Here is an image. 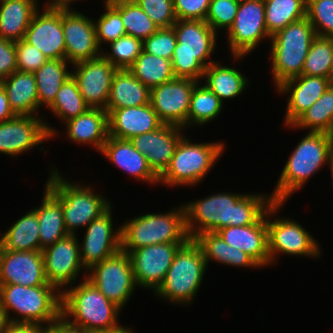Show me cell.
Instances as JSON below:
<instances>
[{
  "mask_svg": "<svg viewBox=\"0 0 333 333\" xmlns=\"http://www.w3.org/2000/svg\"><path fill=\"white\" fill-rule=\"evenodd\" d=\"M274 203L272 197L257 194L217 193L183 204L188 236L194 239L223 227L256 223Z\"/></svg>",
  "mask_w": 333,
  "mask_h": 333,
  "instance_id": "obj_1",
  "label": "cell"
},
{
  "mask_svg": "<svg viewBox=\"0 0 333 333\" xmlns=\"http://www.w3.org/2000/svg\"><path fill=\"white\" fill-rule=\"evenodd\" d=\"M82 279L84 281L79 285L62 289L61 316L86 332L124 327L118 322L122 309L109 301L86 277Z\"/></svg>",
  "mask_w": 333,
  "mask_h": 333,
  "instance_id": "obj_2",
  "label": "cell"
},
{
  "mask_svg": "<svg viewBox=\"0 0 333 333\" xmlns=\"http://www.w3.org/2000/svg\"><path fill=\"white\" fill-rule=\"evenodd\" d=\"M172 27L177 39L171 60L174 76L199 82L205 68L215 62L209 58L217 33L203 20H177Z\"/></svg>",
  "mask_w": 333,
  "mask_h": 333,
  "instance_id": "obj_3",
  "label": "cell"
},
{
  "mask_svg": "<svg viewBox=\"0 0 333 333\" xmlns=\"http://www.w3.org/2000/svg\"><path fill=\"white\" fill-rule=\"evenodd\" d=\"M333 161V151L327 133L308 132L288 158L274 192V202H286L288 197L303 185L323 165Z\"/></svg>",
  "mask_w": 333,
  "mask_h": 333,
  "instance_id": "obj_4",
  "label": "cell"
},
{
  "mask_svg": "<svg viewBox=\"0 0 333 333\" xmlns=\"http://www.w3.org/2000/svg\"><path fill=\"white\" fill-rule=\"evenodd\" d=\"M0 305L9 322L48 326L61 316V292L54 285L0 284ZM10 310L17 318L10 316Z\"/></svg>",
  "mask_w": 333,
  "mask_h": 333,
  "instance_id": "obj_5",
  "label": "cell"
},
{
  "mask_svg": "<svg viewBox=\"0 0 333 333\" xmlns=\"http://www.w3.org/2000/svg\"><path fill=\"white\" fill-rule=\"evenodd\" d=\"M121 250L134 249L163 243H186L190 238L185 225L183 205L169 213H147L121 223Z\"/></svg>",
  "mask_w": 333,
  "mask_h": 333,
  "instance_id": "obj_6",
  "label": "cell"
},
{
  "mask_svg": "<svg viewBox=\"0 0 333 333\" xmlns=\"http://www.w3.org/2000/svg\"><path fill=\"white\" fill-rule=\"evenodd\" d=\"M50 174L45 187L61 202L68 234L75 235L78 228L86 227L111 206L106 197L94 193L91 185L69 182L57 169L52 168Z\"/></svg>",
  "mask_w": 333,
  "mask_h": 333,
  "instance_id": "obj_7",
  "label": "cell"
},
{
  "mask_svg": "<svg viewBox=\"0 0 333 333\" xmlns=\"http://www.w3.org/2000/svg\"><path fill=\"white\" fill-rule=\"evenodd\" d=\"M315 37L314 28L307 17L290 23L271 36V71L276 88L302 75L305 59Z\"/></svg>",
  "mask_w": 333,
  "mask_h": 333,
  "instance_id": "obj_8",
  "label": "cell"
},
{
  "mask_svg": "<svg viewBox=\"0 0 333 333\" xmlns=\"http://www.w3.org/2000/svg\"><path fill=\"white\" fill-rule=\"evenodd\" d=\"M207 267L200 246L194 239H189L176 252L163 283L154 292L155 295L176 305L190 304L198 293Z\"/></svg>",
  "mask_w": 333,
  "mask_h": 333,
  "instance_id": "obj_9",
  "label": "cell"
},
{
  "mask_svg": "<svg viewBox=\"0 0 333 333\" xmlns=\"http://www.w3.org/2000/svg\"><path fill=\"white\" fill-rule=\"evenodd\" d=\"M224 146L220 141L192 143L183 135L176 145L169 166L159 176V183L179 187L200 183L222 156Z\"/></svg>",
  "mask_w": 333,
  "mask_h": 333,
  "instance_id": "obj_10",
  "label": "cell"
},
{
  "mask_svg": "<svg viewBox=\"0 0 333 333\" xmlns=\"http://www.w3.org/2000/svg\"><path fill=\"white\" fill-rule=\"evenodd\" d=\"M283 204L284 202H274L266 211L270 265L277 261L279 254L320 257L317 240L301 224L290 218L277 217L274 221L269 220Z\"/></svg>",
  "mask_w": 333,
  "mask_h": 333,
  "instance_id": "obj_11",
  "label": "cell"
},
{
  "mask_svg": "<svg viewBox=\"0 0 333 333\" xmlns=\"http://www.w3.org/2000/svg\"><path fill=\"white\" fill-rule=\"evenodd\" d=\"M87 273L86 279L121 309L137 287L129 253L122 250L93 265Z\"/></svg>",
  "mask_w": 333,
  "mask_h": 333,
  "instance_id": "obj_12",
  "label": "cell"
},
{
  "mask_svg": "<svg viewBox=\"0 0 333 333\" xmlns=\"http://www.w3.org/2000/svg\"><path fill=\"white\" fill-rule=\"evenodd\" d=\"M226 33L229 49L235 60L244 58L263 39L270 40L265 23L264 0L240 2L234 23Z\"/></svg>",
  "mask_w": 333,
  "mask_h": 333,
  "instance_id": "obj_13",
  "label": "cell"
},
{
  "mask_svg": "<svg viewBox=\"0 0 333 333\" xmlns=\"http://www.w3.org/2000/svg\"><path fill=\"white\" fill-rule=\"evenodd\" d=\"M48 125L39 115H17L0 123V153L14 157L53 139L58 131Z\"/></svg>",
  "mask_w": 333,
  "mask_h": 333,
  "instance_id": "obj_14",
  "label": "cell"
},
{
  "mask_svg": "<svg viewBox=\"0 0 333 333\" xmlns=\"http://www.w3.org/2000/svg\"><path fill=\"white\" fill-rule=\"evenodd\" d=\"M196 83L192 79L174 78L151 89L150 103L163 124L186 129Z\"/></svg>",
  "mask_w": 333,
  "mask_h": 333,
  "instance_id": "obj_15",
  "label": "cell"
},
{
  "mask_svg": "<svg viewBox=\"0 0 333 333\" xmlns=\"http://www.w3.org/2000/svg\"><path fill=\"white\" fill-rule=\"evenodd\" d=\"M78 242L76 235L69 234L42 250L46 279L60 292L72 285L84 268Z\"/></svg>",
  "mask_w": 333,
  "mask_h": 333,
  "instance_id": "obj_16",
  "label": "cell"
},
{
  "mask_svg": "<svg viewBox=\"0 0 333 333\" xmlns=\"http://www.w3.org/2000/svg\"><path fill=\"white\" fill-rule=\"evenodd\" d=\"M185 243H163L134 249L129 253L139 287L155 292L163 283L178 249Z\"/></svg>",
  "mask_w": 333,
  "mask_h": 333,
  "instance_id": "obj_17",
  "label": "cell"
},
{
  "mask_svg": "<svg viewBox=\"0 0 333 333\" xmlns=\"http://www.w3.org/2000/svg\"><path fill=\"white\" fill-rule=\"evenodd\" d=\"M111 211L110 206L85 227L84 240L79 243L85 271L121 250V228L114 231Z\"/></svg>",
  "mask_w": 333,
  "mask_h": 333,
  "instance_id": "obj_18",
  "label": "cell"
},
{
  "mask_svg": "<svg viewBox=\"0 0 333 333\" xmlns=\"http://www.w3.org/2000/svg\"><path fill=\"white\" fill-rule=\"evenodd\" d=\"M66 60L70 64L96 59L102 50L97 43L94 21L71 9H62Z\"/></svg>",
  "mask_w": 333,
  "mask_h": 333,
  "instance_id": "obj_19",
  "label": "cell"
},
{
  "mask_svg": "<svg viewBox=\"0 0 333 333\" xmlns=\"http://www.w3.org/2000/svg\"><path fill=\"white\" fill-rule=\"evenodd\" d=\"M72 67L74 71L71 76L77 82L85 103L90 108L106 109L112 78L117 68L102 56L78 62Z\"/></svg>",
  "mask_w": 333,
  "mask_h": 333,
  "instance_id": "obj_20",
  "label": "cell"
},
{
  "mask_svg": "<svg viewBox=\"0 0 333 333\" xmlns=\"http://www.w3.org/2000/svg\"><path fill=\"white\" fill-rule=\"evenodd\" d=\"M32 18L24 40L48 59H65L66 44L62 27V9L44 8Z\"/></svg>",
  "mask_w": 333,
  "mask_h": 333,
  "instance_id": "obj_21",
  "label": "cell"
},
{
  "mask_svg": "<svg viewBox=\"0 0 333 333\" xmlns=\"http://www.w3.org/2000/svg\"><path fill=\"white\" fill-rule=\"evenodd\" d=\"M0 284L52 285L45 276L42 251L0 250Z\"/></svg>",
  "mask_w": 333,
  "mask_h": 333,
  "instance_id": "obj_22",
  "label": "cell"
},
{
  "mask_svg": "<svg viewBox=\"0 0 333 333\" xmlns=\"http://www.w3.org/2000/svg\"><path fill=\"white\" fill-rule=\"evenodd\" d=\"M181 131V127L163 124L157 130L134 136L130 141L159 177L169 166L176 145L184 135Z\"/></svg>",
  "mask_w": 333,
  "mask_h": 333,
  "instance_id": "obj_23",
  "label": "cell"
},
{
  "mask_svg": "<svg viewBox=\"0 0 333 333\" xmlns=\"http://www.w3.org/2000/svg\"><path fill=\"white\" fill-rule=\"evenodd\" d=\"M216 233L228 245L248 254L260 267L270 265L266 213L254 224L223 227Z\"/></svg>",
  "mask_w": 333,
  "mask_h": 333,
  "instance_id": "obj_24",
  "label": "cell"
},
{
  "mask_svg": "<svg viewBox=\"0 0 333 333\" xmlns=\"http://www.w3.org/2000/svg\"><path fill=\"white\" fill-rule=\"evenodd\" d=\"M106 111L108 136L118 139L130 140L134 136L157 130L163 125L151 103Z\"/></svg>",
  "mask_w": 333,
  "mask_h": 333,
  "instance_id": "obj_25",
  "label": "cell"
},
{
  "mask_svg": "<svg viewBox=\"0 0 333 333\" xmlns=\"http://www.w3.org/2000/svg\"><path fill=\"white\" fill-rule=\"evenodd\" d=\"M331 85L326 77L301 75L285 81L277 92L289 94L285 125H291L304 111L310 108Z\"/></svg>",
  "mask_w": 333,
  "mask_h": 333,
  "instance_id": "obj_26",
  "label": "cell"
},
{
  "mask_svg": "<svg viewBox=\"0 0 333 333\" xmlns=\"http://www.w3.org/2000/svg\"><path fill=\"white\" fill-rule=\"evenodd\" d=\"M100 152L114 166L134 178L150 184H159V177L149 167L146 157L135 149L130 140L108 136Z\"/></svg>",
  "mask_w": 333,
  "mask_h": 333,
  "instance_id": "obj_27",
  "label": "cell"
},
{
  "mask_svg": "<svg viewBox=\"0 0 333 333\" xmlns=\"http://www.w3.org/2000/svg\"><path fill=\"white\" fill-rule=\"evenodd\" d=\"M71 142L92 145L98 152L108 137V113L102 108H89L85 113L65 122Z\"/></svg>",
  "mask_w": 333,
  "mask_h": 333,
  "instance_id": "obj_28",
  "label": "cell"
},
{
  "mask_svg": "<svg viewBox=\"0 0 333 333\" xmlns=\"http://www.w3.org/2000/svg\"><path fill=\"white\" fill-rule=\"evenodd\" d=\"M7 93L11 109L19 116H37L38 93L33 73L15 71L0 81Z\"/></svg>",
  "mask_w": 333,
  "mask_h": 333,
  "instance_id": "obj_29",
  "label": "cell"
},
{
  "mask_svg": "<svg viewBox=\"0 0 333 333\" xmlns=\"http://www.w3.org/2000/svg\"><path fill=\"white\" fill-rule=\"evenodd\" d=\"M37 0H0V37L17 42L39 10Z\"/></svg>",
  "mask_w": 333,
  "mask_h": 333,
  "instance_id": "obj_30",
  "label": "cell"
},
{
  "mask_svg": "<svg viewBox=\"0 0 333 333\" xmlns=\"http://www.w3.org/2000/svg\"><path fill=\"white\" fill-rule=\"evenodd\" d=\"M151 90L128 69H117L112 78L105 110L138 107L150 103Z\"/></svg>",
  "mask_w": 333,
  "mask_h": 333,
  "instance_id": "obj_31",
  "label": "cell"
},
{
  "mask_svg": "<svg viewBox=\"0 0 333 333\" xmlns=\"http://www.w3.org/2000/svg\"><path fill=\"white\" fill-rule=\"evenodd\" d=\"M44 196L36 210L39 222L40 251L68 236L61 202L45 187Z\"/></svg>",
  "mask_w": 333,
  "mask_h": 333,
  "instance_id": "obj_32",
  "label": "cell"
},
{
  "mask_svg": "<svg viewBox=\"0 0 333 333\" xmlns=\"http://www.w3.org/2000/svg\"><path fill=\"white\" fill-rule=\"evenodd\" d=\"M194 241L200 246L207 265L214 260L228 266L260 268L248 254L228 245L216 232L201 233Z\"/></svg>",
  "mask_w": 333,
  "mask_h": 333,
  "instance_id": "obj_33",
  "label": "cell"
},
{
  "mask_svg": "<svg viewBox=\"0 0 333 333\" xmlns=\"http://www.w3.org/2000/svg\"><path fill=\"white\" fill-rule=\"evenodd\" d=\"M0 250H40L39 222L36 210L28 211L0 236Z\"/></svg>",
  "mask_w": 333,
  "mask_h": 333,
  "instance_id": "obj_34",
  "label": "cell"
},
{
  "mask_svg": "<svg viewBox=\"0 0 333 333\" xmlns=\"http://www.w3.org/2000/svg\"><path fill=\"white\" fill-rule=\"evenodd\" d=\"M205 85L220 99H233L239 96L249 85L247 79L241 72L234 67H228L213 62L205 68L203 78Z\"/></svg>",
  "mask_w": 333,
  "mask_h": 333,
  "instance_id": "obj_35",
  "label": "cell"
},
{
  "mask_svg": "<svg viewBox=\"0 0 333 333\" xmlns=\"http://www.w3.org/2000/svg\"><path fill=\"white\" fill-rule=\"evenodd\" d=\"M69 62L65 59L47 60L33 74L35 76L39 108L46 105L47 108L53 103L57 92L64 82L71 76L67 69Z\"/></svg>",
  "mask_w": 333,
  "mask_h": 333,
  "instance_id": "obj_36",
  "label": "cell"
},
{
  "mask_svg": "<svg viewBox=\"0 0 333 333\" xmlns=\"http://www.w3.org/2000/svg\"><path fill=\"white\" fill-rule=\"evenodd\" d=\"M128 70L150 90L175 78L171 60L144 51Z\"/></svg>",
  "mask_w": 333,
  "mask_h": 333,
  "instance_id": "obj_37",
  "label": "cell"
},
{
  "mask_svg": "<svg viewBox=\"0 0 333 333\" xmlns=\"http://www.w3.org/2000/svg\"><path fill=\"white\" fill-rule=\"evenodd\" d=\"M264 4L265 23L270 36L306 17L307 0H264Z\"/></svg>",
  "mask_w": 333,
  "mask_h": 333,
  "instance_id": "obj_38",
  "label": "cell"
},
{
  "mask_svg": "<svg viewBox=\"0 0 333 333\" xmlns=\"http://www.w3.org/2000/svg\"><path fill=\"white\" fill-rule=\"evenodd\" d=\"M333 123V85L331 84L322 96L304 111L289 128L308 129L310 132L328 133Z\"/></svg>",
  "mask_w": 333,
  "mask_h": 333,
  "instance_id": "obj_39",
  "label": "cell"
},
{
  "mask_svg": "<svg viewBox=\"0 0 333 333\" xmlns=\"http://www.w3.org/2000/svg\"><path fill=\"white\" fill-rule=\"evenodd\" d=\"M121 14L126 35L144 41L159 28L134 0H108Z\"/></svg>",
  "mask_w": 333,
  "mask_h": 333,
  "instance_id": "obj_40",
  "label": "cell"
},
{
  "mask_svg": "<svg viewBox=\"0 0 333 333\" xmlns=\"http://www.w3.org/2000/svg\"><path fill=\"white\" fill-rule=\"evenodd\" d=\"M223 103L204 84L196 83L190 101V108L187 118L188 125H202L211 122L222 112Z\"/></svg>",
  "mask_w": 333,
  "mask_h": 333,
  "instance_id": "obj_41",
  "label": "cell"
},
{
  "mask_svg": "<svg viewBox=\"0 0 333 333\" xmlns=\"http://www.w3.org/2000/svg\"><path fill=\"white\" fill-rule=\"evenodd\" d=\"M48 108L53 111L57 119L66 122L85 113L90 107L85 103L77 82L70 76L60 87L55 100Z\"/></svg>",
  "mask_w": 333,
  "mask_h": 333,
  "instance_id": "obj_42",
  "label": "cell"
},
{
  "mask_svg": "<svg viewBox=\"0 0 333 333\" xmlns=\"http://www.w3.org/2000/svg\"><path fill=\"white\" fill-rule=\"evenodd\" d=\"M333 51V37L316 36L310 45L302 75L329 78Z\"/></svg>",
  "mask_w": 333,
  "mask_h": 333,
  "instance_id": "obj_43",
  "label": "cell"
},
{
  "mask_svg": "<svg viewBox=\"0 0 333 333\" xmlns=\"http://www.w3.org/2000/svg\"><path fill=\"white\" fill-rule=\"evenodd\" d=\"M110 51H102L101 56L117 69H129L143 51V41L124 35L109 43Z\"/></svg>",
  "mask_w": 333,
  "mask_h": 333,
  "instance_id": "obj_44",
  "label": "cell"
},
{
  "mask_svg": "<svg viewBox=\"0 0 333 333\" xmlns=\"http://www.w3.org/2000/svg\"><path fill=\"white\" fill-rule=\"evenodd\" d=\"M105 12L95 21L96 38L99 47L126 35L120 12L108 1H104Z\"/></svg>",
  "mask_w": 333,
  "mask_h": 333,
  "instance_id": "obj_45",
  "label": "cell"
},
{
  "mask_svg": "<svg viewBox=\"0 0 333 333\" xmlns=\"http://www.w3.org/2000/svg\"><path fill=\"white\" fill-rule=\"evenodd\" d=\"M306 17L316 36L333 37V0H307Z\"/></svg>",
  "mask_w": 333,
  "mask_h": 333,
  "instance_id": "obj_46",
  "label": "cell"
},
{
  "mask_svg": "<svg viewBox=\"0 0 333 333\" xmlns=\"http://www.w3.org/2000/svg\"><path fill=\"white\" fill-rule=\"evenodd\" d=\"M238 0H211L205 22L217 33L232 27L239 8Z\"/></svg>",
  "mask_w": 333,
  "mask_h": 333,
  "instance_id": "obj_47",
  "label": "cell"
},
{
  "mask_svg": "<svg viewBox=\"0 0 333 333\" xmlns=\"http://www.w3.org/2000/svg\"><path fill=\"white\" fill-rule=\"evenodd\" d=\"M177 44L173 27L159 28L154 34L143 41V51L164 59L172 60Z\"/></svg>",
  "mask_w": 333,
  "mask_h": 333,
  "instance_id": "obj_48",
  "label": "cell"
},
{
  "mask_svg": "<svg viewBox=\"0 0 333 333\" xmlns=\"http://www.w3.org/2000/svg\"><path fill=\"white\" fill-rule=\"evenodd\" d=\"M158 28L172 27L176 21L173 0H134Z\"/></svg>",
  "mask_w": 333,
  "mask_h": 333,
  "instance_id": "obj_49",
  "label": "cell"
},
{
  "mask_svg": "<svg viewBox=\"0 0 333 333\" xmlns=\"http://www.w3.org/2000/svg\"><path fill=\"white\" fill-rule=\"evenodd\" d=\"M15 51L17 71L20 72L34 73L48 60L41 51L24 39L15 42Z\"/></svg>",
  "mask_w": 333,
  "mask_h": 333,
  "instance_id": "obj_50",
  "label": "cell"
},
{
  "mask_svg": "<svg viewBox=\"0 0 333 333\" xmlns=\"http://www.w3.org/2000/svg\"><path fill=\"white\" fill-rule=\"evenodd\" d=\"M177 20L205 21L211 0H173Z\"/></svg>",
  "mask_w": 333,
  "mask_h": 333,
  "instance_id": "obj_51",
  "label": "cell"
},
{
  "mask_svg": "<svg viewBox=\"0 0 333 333\" xmlns=\"http://www.w3.org/2000/svg\"><path fill=\"white\" fill-rule=\"evenodd\" d=\"M17 71L15 42L0 37V81Z\"/></svg>",
  "mask_w": 333,
  "mask_h": 333,
  "instance_id": "obj_52",
  "label": "cell"
},
{
  "mask_svg": "<svg viewBox=\"0 0 333 333\" xmlns=\"http://www.w3.org/2000/svg\"><path fill=\"white\" fill-rule=\"evenodd\" d=\"M46 325L9 322L5 333H46Z\"/></svg>",
  "mask_w": 333,
  "mask_h": 333,
  "instance_id": "obj_53",
  "label": "cell"
},
{
  "mask_svg": "<svg viewBox=\"0 0 333 333\" xmlns=\"http://www.w3.org/2000/svg\"><path fill=\"white\" fill-rule=\"evenodd\" d=\"M46 333H86V331L70 324L60 316L57 320L47 326Z\"/></svg>",
  "mask_w": 333,
  "mask_h": 333,
  "instance_id": "obj_54",
  "label": "cell"
},
{
  "mask_svg": "<svg viewBox=\"0 0 333 333\" xmlns=\"http://www.w3.org/2000/svg\"><path fill=\"white\" fill-rule=\"evenodd\" d=\"M17 115L11 109L7 93L0 83V123L10 120Z\"/></svg>",
  "mask_w": 333,
  "mask_h": 333,
  "instance_id": "obj_55",
  "label": "cell"
},
{
  "mask_svg": "<svg viewBox=\"0 0 333 333\" xmlns=\"http://www.w3.org/2000/svg\"><path fill=\"white\" fill-rule=\"evenodd\" d=\"M77 0H51L50 2H46L44 8H54V9H70L71 3Z\"/></svg>",
  "mask_w": 333,
  "mask_h": 333,
  "instance_id": "obj_56",
  "label": "cell"
},
{
  "mask_svg": "<svg viewBox=\"0 0 333 333\" xmlns=\"http://www.w3.org/2000/svg\"><path fill=\"white\" fill-rule=\"evenodd\" d=\"M86 333H133L131 328L119 327L111 330H97V331H87Z\"/></svg>",
  "mask_w": 333,
  "mask_h": 333,
  "instance_id": "obj_57",
  "label": "cell"
},
{
  "mask_svg": "<svg viewBox=\"0 0 333 333\" xmlns=\"http://www.w3.org/2000/svg\"><path fill=\"white\" fill-rule=\"evenodd\" d=\"M9 320L4 309L0 305V333H5Z\"/></svg>",
  "mask_w": 333,
  "mask_h": 333,
  "instance_id": "obj_58",
  "label": "cell"
},
{
  "mask_svg": "<svg viewBox=\"0 0 333 333\" xmlns=\"http://www.w3.org/2000/svg\"><path fill=\"white\" fill-rule=\"evenodd\" d=\"M327 134L329 136V141H330L331 148H332V151H333V123H332L330 131Z\"/></svg>",
  "mask_w": 333,
  "mask_h": 333,
  "instance_id": "obj_59",
  "label": "cell"
},
{
  "mask_svg": "<svg viewBox=\"0 0 333 333\" xmlns=\"http://www.w3.org/2000/svg\"><path fill=\"white\" fill-rule=\"evenodd\" d=\"M329 79H330L331 84L333 85V51H332V60H331Z\"/></svg>",
  "mask_w": 333,
  "mask_h": 333,
  "instance_id": "obj_60",
  "label": "cell"
},
{
  "mask_svg": "<svg viewBox=\"0 0 333 333\" xmlns=\"http://www.w3.org/2000/svg\"><path fill=\"white\" fill-rule=\"evenodd\" d=\"M330 166V172H332V178H333V161L331 162V164L329 165ZM333 188V187H332Z\"/></svg>",
  "mask_w": 333,
  "mask_h": 333,
  "instance_id": "obj_61",
  "label": "cell"
}]
</instances>
